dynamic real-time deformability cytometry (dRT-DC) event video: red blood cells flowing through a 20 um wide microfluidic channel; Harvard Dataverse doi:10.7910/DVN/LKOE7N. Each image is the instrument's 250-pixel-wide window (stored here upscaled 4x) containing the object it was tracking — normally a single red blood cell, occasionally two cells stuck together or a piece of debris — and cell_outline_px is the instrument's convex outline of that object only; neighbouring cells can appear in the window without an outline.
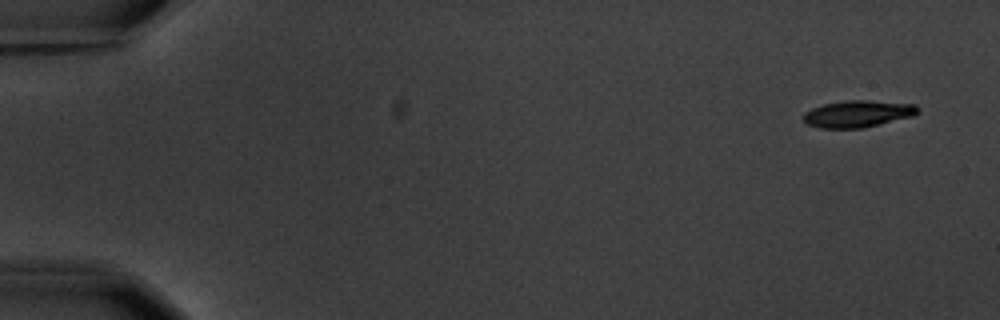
{"species": "common noctule bat (a hibernating species)", "species_latin": "Nyctalus noctula", "temperature_condition": "warm", "stored_images_in_passage": 8, "camera_frame_rate_fps": 3000, "um_per_image_px": 0.085, "animal": {"sex": "male", "body_mass_g": 20.1, "forearm_length_mm": 53.5}, "frame": {"image": 1, "passage_image": 1, "time_ms": 0.0, "image_size_px": [1000, 320], "cell_outline_px": [[916, 112], [912, 116], [864, 128], [820, 128], [808, 124], [804, 120], [804, 112], [812, 108], [824, 104], [848, 100], [868, 100], [916, 104]], "centroid_in_image_um": [72.89, 9.67], "position_along_channel_um": 12.1, "area_um2": 17.69}}
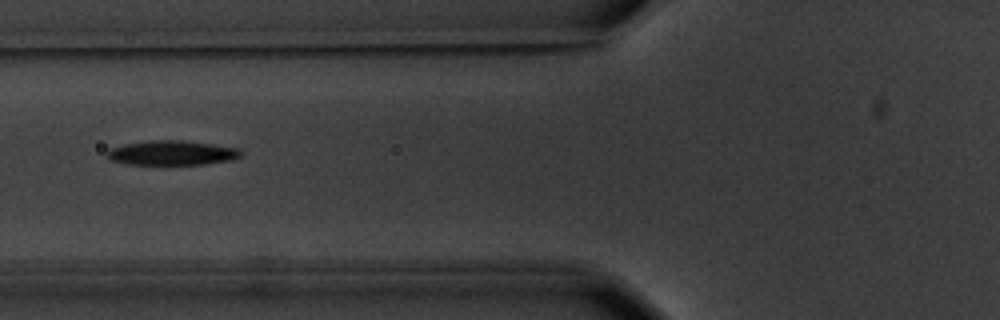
{"frame": {"image": 2, "passage_image": 6, "time_ms": 6.667, "image_size_px": [1000, 320], "cell_outline_px": [[244, 152], [240, 156], [232, 160], [204, 164], [164, 168], [128, 164], [112, 160], [108, 156], [108, 152], [112, 148], [124, 144], [148, 140], [184, 140], [240, 148]], "centroid_in_image_um": [14.65, 13.04], "position_along_channel_um": 111.1, "area_um2": 20.17}}
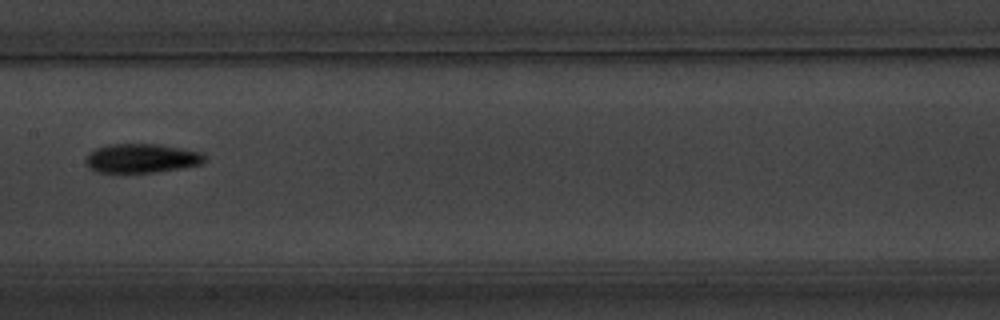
{"frame": {"image": 3, "passage_image": 8, "time_ms": 9.0, "image_size_px": [1000, 320], "cell_outline_px": [[204, 160], [200, 164], [180, 168], [156, 172], [96, 172], [88, 168], [84, 164], [84, 160], [88, 152], [96, 148], [108, 144], [160, 144], [200, 152], [204, 156]], "centroid_in_image_um": [11.94, 13.45], "position_along_channel_um": 195.5, "area_um2": 20.17}}